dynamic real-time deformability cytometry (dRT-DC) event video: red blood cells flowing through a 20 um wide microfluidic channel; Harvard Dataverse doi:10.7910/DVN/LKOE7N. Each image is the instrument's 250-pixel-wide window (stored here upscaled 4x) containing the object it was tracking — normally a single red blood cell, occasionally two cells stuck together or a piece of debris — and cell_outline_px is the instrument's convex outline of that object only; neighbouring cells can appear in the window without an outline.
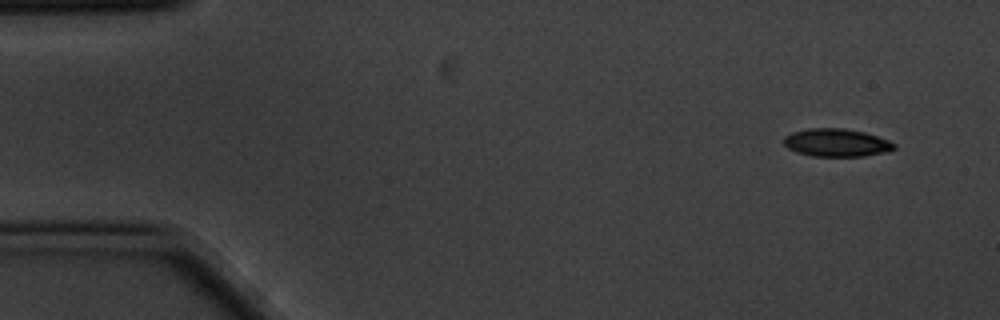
{"species": "common noctule bat (a hibernating species)", "species_latin": "Nyctalus noctula", "temperature_condition": "cold", "stored_images_in_passage": 2, "segment_of_instrument_passage": [2, 2], "camera_frame_rate_fps": 3000, "um_per_image_px": 0.085, "animal": {"sex": "male", "body_mass_g": 20.1, "forearm_length_mm": 53.5}, "frame": {"image": 1, "passage_image": 2, "time_ms": 0.333, "image_size_px": [1000, 320], "cell_outline_px": [[896, 148], [888, 152], [864, 156], [812, 156], [796, 152], [788, 148], [784, 144], [784, 136], [792, 132], [808, 128], [844, 128], [864, 132], [888, 140], [896, 144]], "centroid_in_image_um": [71.11, 12.13], "position_along_channel_um": 13.9, "area_um2": 18.03}}